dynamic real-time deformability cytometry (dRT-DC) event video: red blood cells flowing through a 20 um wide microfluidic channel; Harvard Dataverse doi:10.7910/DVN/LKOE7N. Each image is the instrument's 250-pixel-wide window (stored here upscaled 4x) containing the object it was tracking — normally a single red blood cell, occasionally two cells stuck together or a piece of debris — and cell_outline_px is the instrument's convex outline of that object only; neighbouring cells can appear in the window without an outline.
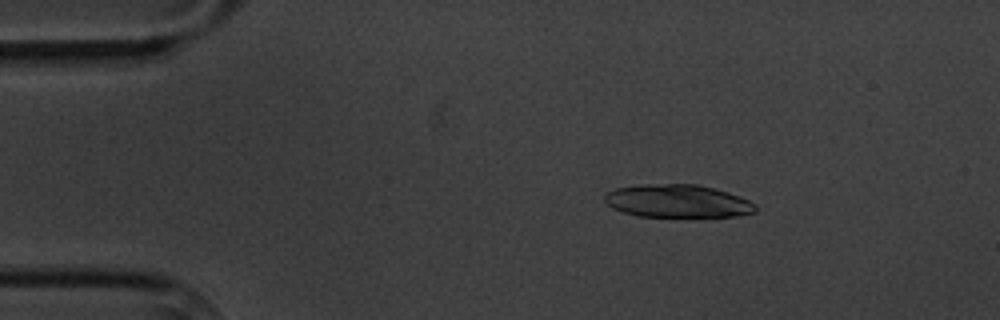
{"species": "common noctule bat (a hibernating species)", "species_latin": "Nyctalus noctula", "temperature_condition": "cold", "stored_images_in_passage": 4, "camera_frame_rate_fps": 3000, "um_per_image_px": 0.085, "animal": {"sex": "male", "body_mass_g": 20.1, "forearm_length_mm": 53.5}, "frame": {"image": 1, "passage_image": 2, "time_ms": 1.0, "image_size_px": [1000, 320], "cell_outline_px": [[756, 212], [736, 216], [640, 216], [624, 212], [612, 208], [604, 200], [604, 196], [608, 192], [616, 188], [644, 184], [696, 184], [728, 192], [740, 196], [756, 204]], "centroid_in_image_um": [57.6, 17.09], "position_along_channel_um": 27.4, "area_um2": 28.73}}
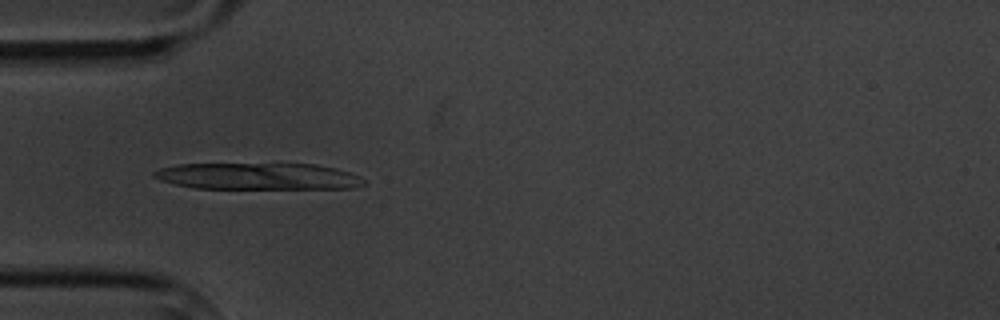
{"frame": {"image": 2, "passage_image": 4, "time_ms": 3.667, "image_size_px": [1000, 320], "cell_outline_px": [[368, 184], [352, 188], [192, 188], [160, 180], [152, 176], [152, 172], [160, 168], [176, 164], [316, 164], [336, 168], [360, 176], [368, 180]], "centroid_in_image_um": [21.96, 14.98], "position_along_channel_um": 63.0, "area_um2": 32.66}}